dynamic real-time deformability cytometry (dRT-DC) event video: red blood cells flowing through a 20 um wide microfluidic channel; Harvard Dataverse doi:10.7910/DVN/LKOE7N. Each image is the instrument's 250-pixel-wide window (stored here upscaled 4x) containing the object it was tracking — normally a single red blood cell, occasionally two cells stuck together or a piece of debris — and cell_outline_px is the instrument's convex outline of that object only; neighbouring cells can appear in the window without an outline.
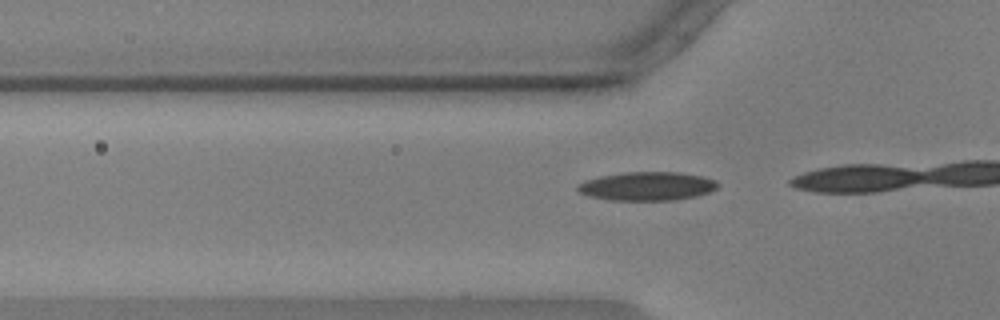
{"species": "common noctule bat (a hibernating species)", "species_latin": "Nyctalus noctula", "temperature_condition": "warm", "stored_images_in_passage": 12, "camera_frame_rate_fps": 3000, "um_per_image_px": 0.085, "animal": {"sex": "male", "body_mass_g": 17.9, "forearm_length_mm": 54.2}, "frame": {"image": 1, "passage_image": 10, "time_ms": 3.0, "image_size_px": [1000, 320], "cell_outline_px": [[720, 184], [716, 188], [708, 192], [696, 196], [672, 200], [612, 200], [592, 196], [580, 192], [576, 188], [576, 184], [584, 180], [600, 176], [624, 172], [680, 172], [704, 176], [716, 180]], "centroid_in_image_um": [55.02, 15.81], "position_along_channel_um": 70.8, "area_um2": 23.41}}